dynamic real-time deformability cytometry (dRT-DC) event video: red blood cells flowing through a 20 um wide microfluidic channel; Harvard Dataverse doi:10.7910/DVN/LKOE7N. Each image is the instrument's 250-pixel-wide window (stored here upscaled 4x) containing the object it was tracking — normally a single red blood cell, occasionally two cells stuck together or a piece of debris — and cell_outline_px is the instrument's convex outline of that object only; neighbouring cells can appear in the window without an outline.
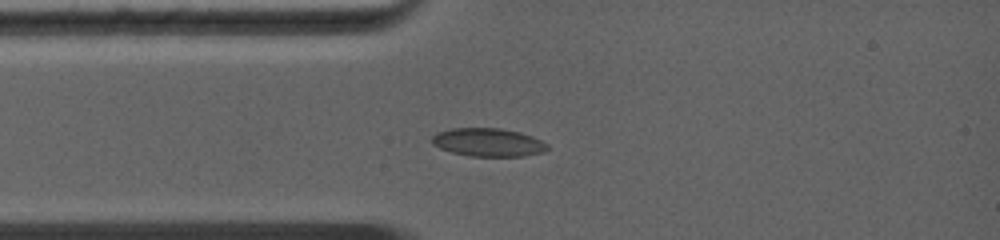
{"species": "common noctule bat (a hibernating species)", "species_latin": "Nyctalus noctula", "temperature_condition": "warm", "stored_images_in_passage": 24, "camera_frame_rate_fps": 5000, "um_per_image_px": 0.085, "animal": {"sex": "female", "body_mass_g": 19.0, "forearm_length_mm": 56.7}, "frame": {"image": 1, "passage_image": 1, "time_ms": 0.0, "image_size_px": [1000, 240], "cell_outline_px": [[548, 148], [544, 152], [524, 156], [468, 156], [452, 152], [440, 148], [432, 144], [432, 136], [436, 132], [452, 128], [500, 128], [520, 132], [532, 136], [548, 144]], "centroid_in_image_um": [41.49, 12.1], "position_along_channel_um": 43.5, "area_um2": 19.07}}
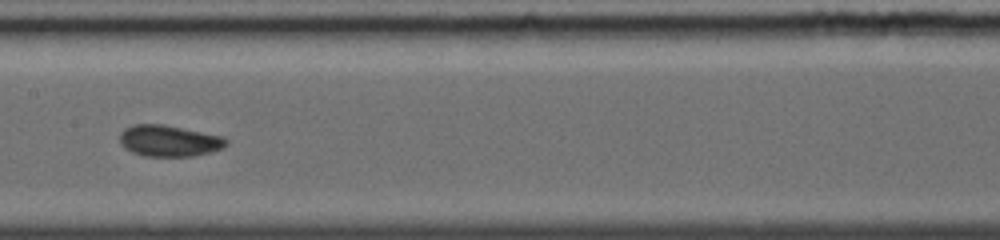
{"frame": {"image": 2, "passage_image": 10, "time_ms": 3.4, "image_size_px": [1000, 240], "cell_outline_px": [[228, 144], [224, 148], [212, 152], [192, 156], [144, 156], [132, 152], [124, 148], [120, 140], [120, 132], [124, 128], [132, 124], [164, 124], [224, 136], [228, 140]], "centroid_in_image_um": [14.4, 11.96], "position_along_channel_um": 193.0, "area_um2": 19.71}}
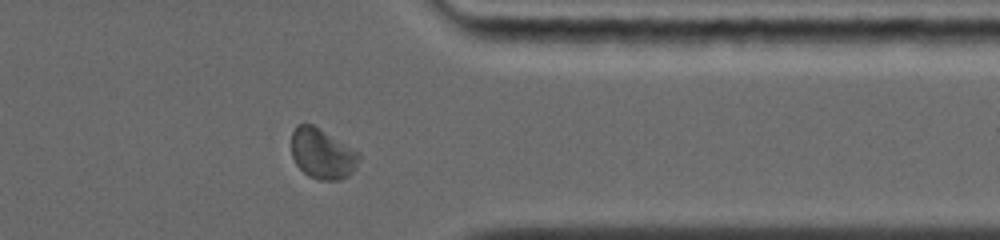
{"frame": {"image": 3, "passage_image": 20, "time_ms": 7.8, "image_size_px": [1000, 240], "cell_outline_px": [[360, 160], [352, 172], [348, 176], [340, 180], [320, 180], [308, 176], [296, 164], [292, 156], [292, 132], [296, 124], [312, 124], [356, 152], [360, 156]], "centroid_in_image_um": [27.36, 13.09], "position_along_channel_um": 384.0, "area_um2": 19.36}, "authors_computed_cell_mechanics": {"area_um2": 19.074, "velocity_mm_per_s": 4.44, "shape_relaxation_time_tau1_ms": 9.5326, "shape_relaxation_time_tau2_ms": 1.6159, "deformation_change_tau1": 0.154, "deformation_change_tau2": 0.0502}}